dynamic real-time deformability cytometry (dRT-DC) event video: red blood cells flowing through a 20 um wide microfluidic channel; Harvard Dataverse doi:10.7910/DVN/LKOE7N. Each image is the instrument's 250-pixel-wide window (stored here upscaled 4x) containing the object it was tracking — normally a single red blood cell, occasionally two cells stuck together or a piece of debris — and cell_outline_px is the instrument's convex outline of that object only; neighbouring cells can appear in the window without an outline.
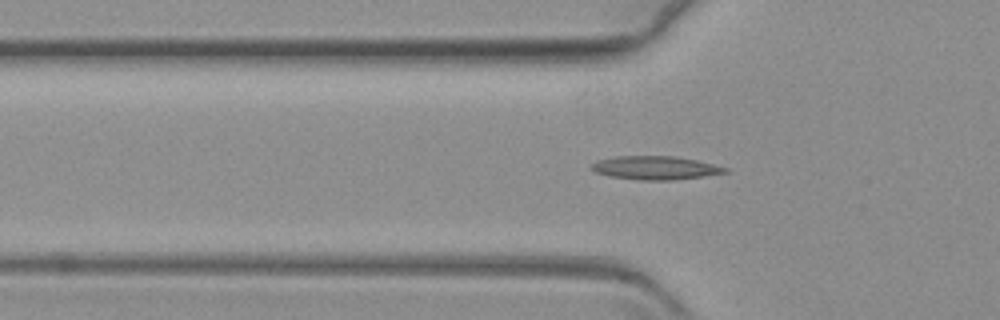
{"species": "common noctule bat (a hibernating species)", "species_latin": "Nyctalus noctula", "temperature_condition": "warm", "stored_images_in_passage": 43, "camera_frame_rate_fps": 3000, "um_per_image_px": 0.085, "animal": {"sex": "female", "body_mass_g": 19.3, "forearm_length_mm": 54.1}, "frame": {"image": 1, "passage_image": 4, "time_ms": 1.0, "image_size_px": [1000, 320], "cell_outline_px": [[728, 172], [704, 176], [672, 180], [636, 180], [608, 176], [596, 172], [588, 168], [596, 160], [616, 156], [676, 156], [696, 160], [728, 168]], "centroid_in_image_um": [55.65, 14.27], "position_along_channel_um": 70.2, "area_um2": 18.38}}
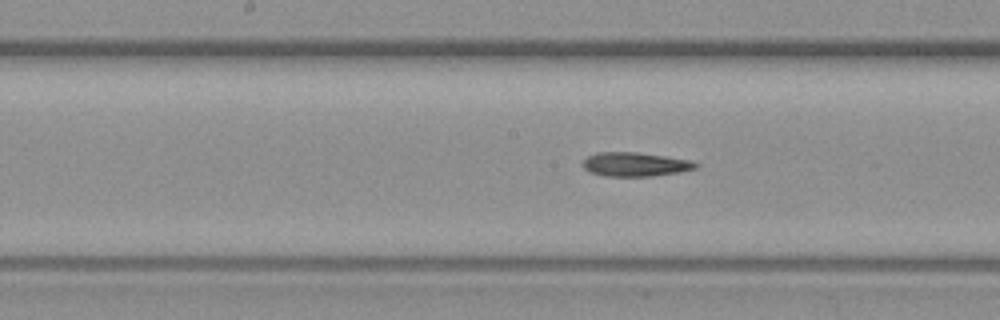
{"frame": {"image": 2, "passage_image": 15, "time_ms": 4.667, "image_size_px": [1000, 320], "cell_outline_px": [[700, 164], [696, 168], [680, 172], [652, 176], [604, 176], [588, 172], [584, 168], [584, 160], [588, 156], [596, 152], [636, 152], [692, 160]], "centroid_in_image_um": [54.0, 13.97], "position_along_channel_um": 194.2, "area_um2": 15.84}}
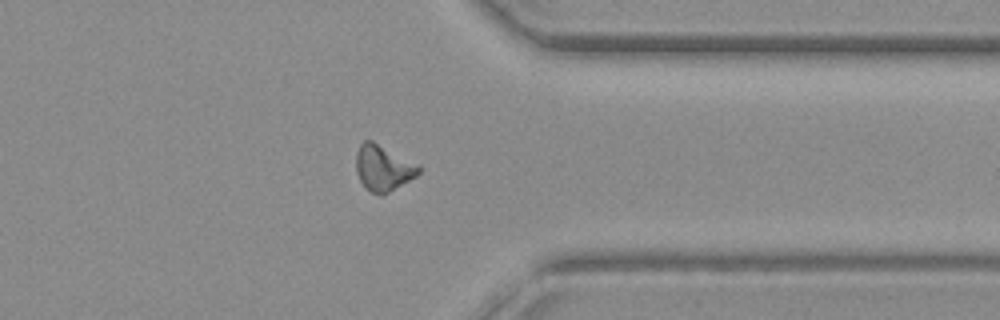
{"frame": {"image": 3, "passage_image": 32, "time_ms": 10.333, "image_size_px": [1000, 320], "cell_outline_px": [[420, 172], [416, 176], [388, 192], [380, 196], [364, 188], [356, 172], [356, 152], [360, 144], [364, 140], [372, 140], [420, 164]], "centroid_in_image_um": [32.56, 14.26], "position_along_channel_um": 378.8, "area_um2": 16.88}}